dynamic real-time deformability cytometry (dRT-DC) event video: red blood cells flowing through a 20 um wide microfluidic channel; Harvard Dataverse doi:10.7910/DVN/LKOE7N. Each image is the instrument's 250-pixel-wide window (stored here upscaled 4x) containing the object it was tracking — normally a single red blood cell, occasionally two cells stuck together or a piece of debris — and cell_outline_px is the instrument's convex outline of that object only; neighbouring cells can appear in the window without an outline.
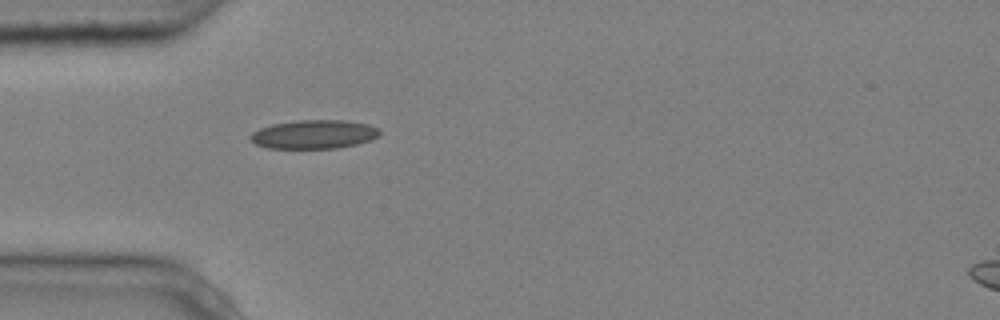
{"species": "common noctule bat (a hibernating species)", "species_latin": "Nyctalus noctula", "temperature_condition": "cold", "stored_images_in_passage": 1, "camera_frame_rate_fps": 3000, "um_per_image_px": 0.085, "animal": {"sex": "male", "body_mass_g": 20.4}, "frame": {"image": 1, "passage_image": 1, "time_ms": 0.0, "image_size_px": [1000, 320], "cell_outline_px": [[380, 136], [356, 144], [336, 148], [268, 148], [256, 144], [248, 136], [252, 132], [260, 128], [272, 124], [300, 120], [344, 120], [368, 124], [380, 128]], "centroid_in_image_um": [26.69, 11.41], "position_along_channel_um": 58.3, "area_um2": 21.62}}